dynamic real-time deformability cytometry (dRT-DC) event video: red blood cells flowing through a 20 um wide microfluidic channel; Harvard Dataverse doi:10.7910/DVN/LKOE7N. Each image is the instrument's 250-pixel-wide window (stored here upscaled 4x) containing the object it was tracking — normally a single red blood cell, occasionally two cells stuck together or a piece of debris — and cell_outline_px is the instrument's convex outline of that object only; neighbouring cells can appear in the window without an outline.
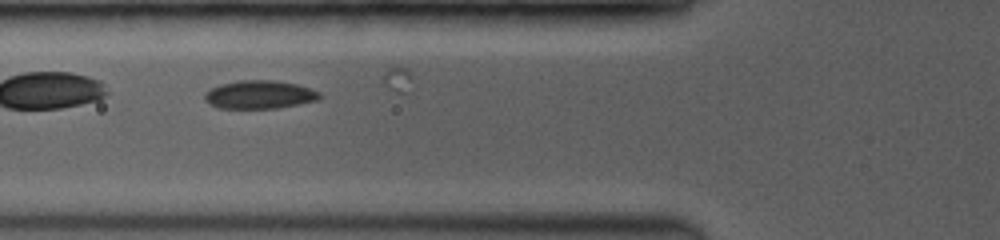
{"species": "common noctule bat (a hibernating species)", "species_latin": "Nyctalus noctula", "temperature_condition": "room temperature", "stored_images_in_passage": 9, "camera_frame_rate_fps": 3500, "um_per_image_px": 0.085, "animal": {"sex": "female", "body_mass_g": 19.0, "forearm_length_mm": 53.3}, "frame": {"image": 1, "passage_image": 4, "time_ms": 1.714, "image_size_px": [1000, 240], "cell_outline_px": [[320, 100], [276, 108], [216, 108], [208, 104], [204, 100], [204, 92], [220, 84], [236, 80], [272, 80], [296, 84], [320, 92]], "centroid_in_image_um": [22.01, 8.04], "position_along_channel_um": 103.8, "area_um2": 19.02}}
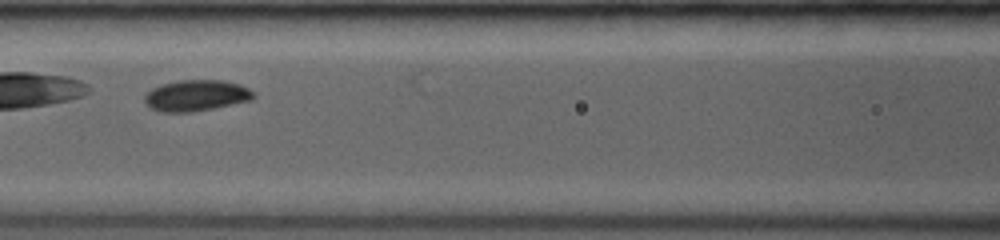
{"frame": {"image": 2, "passage_image": 6, "time_ms": 2.857, "image_size_px": [1000, 240], "cell_outline_px": [[256, 96], [252, 100], [192, 112], [160, 112], [144, 104], [144, 96], [152, 88], [160, 84], [180, 80], [220, 80], [240, 84], [248, 88]], "centroid_in_image_um": [16.65, 8.12], "position_along_channel_um": 150.0, "area_um2": 19.77}}
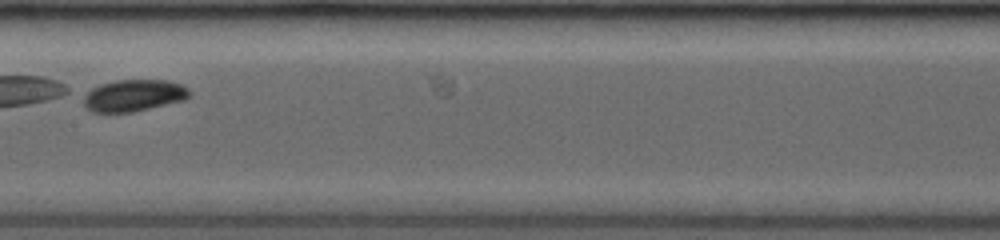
{"frame": {"image": 3, "passage_image": 8, "time_ms": 4.0, "image_size_px": [1000, 240], "cell_outline_px": [[192, 96], [184, 100], [132, 112], [92, 112], [84, 108], [84, 92], [100, 84], [116, 80], [168, 80], [180, 84], [188, 88], [192, 92]], "centroid_in_image_um": [11.36, 8.11], "position_along_channel_um": 196.0, "area_um2": 19.83}}